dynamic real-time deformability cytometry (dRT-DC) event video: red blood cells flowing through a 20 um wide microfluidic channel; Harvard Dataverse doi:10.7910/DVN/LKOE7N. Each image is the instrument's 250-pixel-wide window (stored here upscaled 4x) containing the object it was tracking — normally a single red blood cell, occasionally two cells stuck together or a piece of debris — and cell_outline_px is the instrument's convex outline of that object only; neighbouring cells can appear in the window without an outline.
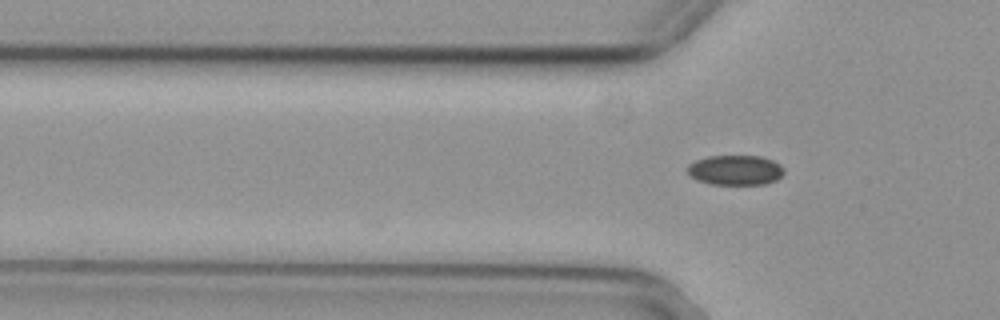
{"species": "common noctule bat (a hibernating species)", "species_latin": "Nyctalus noctula", "temperature_condition": "cold", "stored_images_in_passage": 3, "camera_frame_rate_fps": 3000, "um_per_image_px": 0.085, "animal": {"sex": "female", "body_mass_g": 29.2, "forearm_length_mm": 56.3}, "frame": {"image": 1, "passage_image": 3, "time_ms": 0.667, "image_size_px": [1000, 320], "cell_outline_px": [[784, 172], [776, 180], [764, 184], [712, 184], [696, 180], [688, 172], [688, 164], [696, 160], [708, 156], [760, 156], [772, 160], [780, 164], [784, 168]], "centroid_in_image_um": [62.51, 14.45], "position_along_channel_um": 63.3, "area_um2": 16.76}}